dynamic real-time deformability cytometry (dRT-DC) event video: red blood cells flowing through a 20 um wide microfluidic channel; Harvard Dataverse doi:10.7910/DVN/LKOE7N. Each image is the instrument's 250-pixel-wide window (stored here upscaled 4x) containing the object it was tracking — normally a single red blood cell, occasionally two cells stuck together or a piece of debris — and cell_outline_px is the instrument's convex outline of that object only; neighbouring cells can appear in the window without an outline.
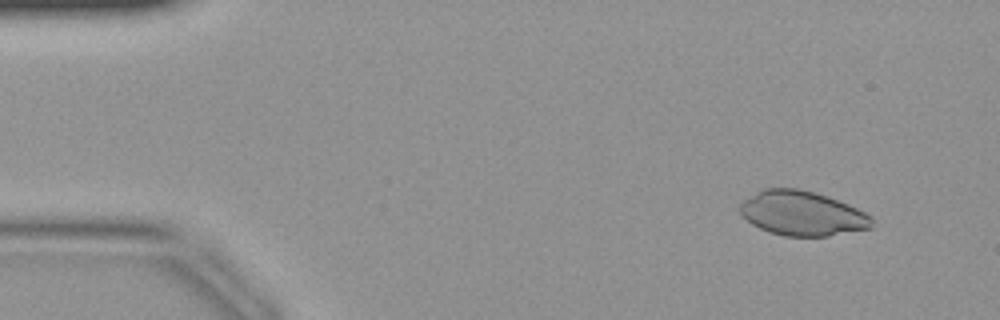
{"species": "common noctule bat (a hibernating species)", "species_latin": "Nyctalus noctula", "temperature_condition": "warm", "stored_images_in_passage": 43, "camera_frame_rate_fps": 3000, "um_per_image_px": 0.085, "animal": {"sex": "female", "body_mass_g": 19.9}, "frame": {"image": 1, "passage_image": 4, "time_ms": 1.0, "image_size_px": [1000, 320], "cell_outline_px": [[872, 228], [828, 236], [784, 236], [768, 232], [752, 224], [740, 212], [740, 204], [744, 200], [756, 192], [764, 188], [796, 188], [828, 196], [848, 204], [872, 216]], "centroid_in_image_um": [68.19, 18.14], "position_along_channel_um": 16.8, "area_um2": 34.1}}
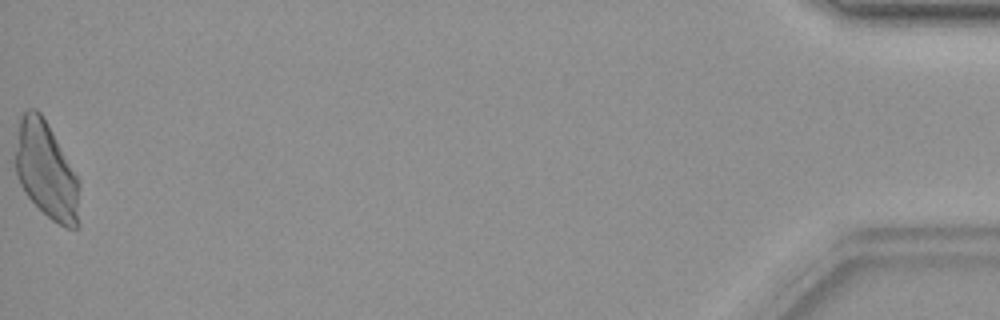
{"frame": {"image": 2, "passage_image": 43, "time_ms": 14.0, "image_size_px": [1000, 320], "cell_outline_px": [[80, 224], [76, 228], [68, 228], [52, 220], [24, 192], [16, 176], [12, 156], [20, 116], [28, 108], [36, 108], [40, 112], [76, 176], [80, 184]], "centroid_in_image_um": [3.89, 14.51], "position_along_channel_um": 431.3, "area_um2": 36.3}}